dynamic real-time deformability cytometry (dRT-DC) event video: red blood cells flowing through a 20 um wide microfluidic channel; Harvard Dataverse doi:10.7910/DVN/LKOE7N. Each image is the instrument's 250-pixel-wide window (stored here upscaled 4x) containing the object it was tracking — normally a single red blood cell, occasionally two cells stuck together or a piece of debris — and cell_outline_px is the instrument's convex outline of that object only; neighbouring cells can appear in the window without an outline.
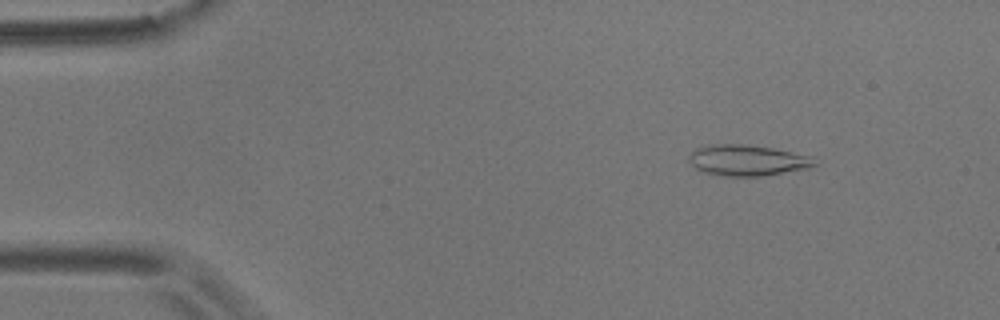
{"species": "common noctule bat (a hibernating species)", "species_latin": "Nyctalus noctula", "temperature_condition": "room temperature", "stored_images_in_passage": 5, "camera_frame_rate_fps": 3000, "um_per_image_px": 0.085, "animal": {"sex": "male", "body_mass_g": 17.9}, "frame": {"image": 1, "passage_image": 1, "time_ms": 0.0, "image_size_px": [1000, 320], "cell_outline_px": [[820, 164], [808, 168], [760, 176], [728, 176], [704, 172], [696, 168], [688, 160], [688, 156], [696, 148], [708, 144], [748, 144], [772, 148], [816, 156]], "centroid_in_image_um": [63.59, 13.61], "position_along_channel_um": 21.4, "area_um2": 22.89}}
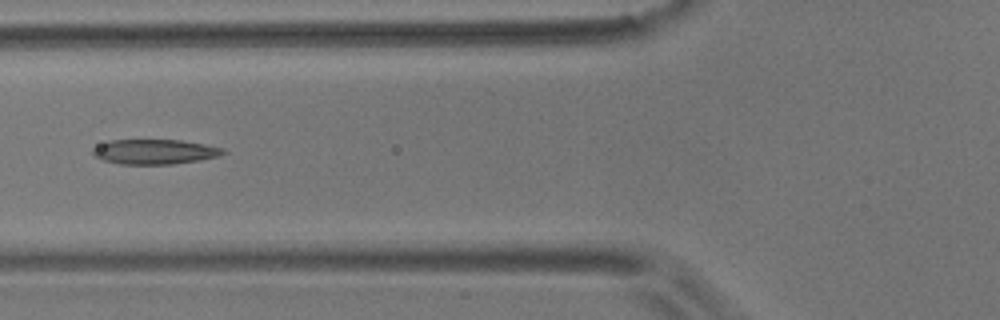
{"frame": {"image": 2, "passage_image": 5, "time_ms": 4.667, "image_size_px": [1000, 320], "cell_outline_px": [[228, 152], [216, 156], [200, 160], [172, 164], [120, 164], [104, 160], [92, 156], [92, 148], [108, 140], [180, 140], [204, 144], [224, 148]], "centroid_in_image_um": [13.12, 12.89], "position_along_channel_um": 112.7, "area_um2": 18.9}}